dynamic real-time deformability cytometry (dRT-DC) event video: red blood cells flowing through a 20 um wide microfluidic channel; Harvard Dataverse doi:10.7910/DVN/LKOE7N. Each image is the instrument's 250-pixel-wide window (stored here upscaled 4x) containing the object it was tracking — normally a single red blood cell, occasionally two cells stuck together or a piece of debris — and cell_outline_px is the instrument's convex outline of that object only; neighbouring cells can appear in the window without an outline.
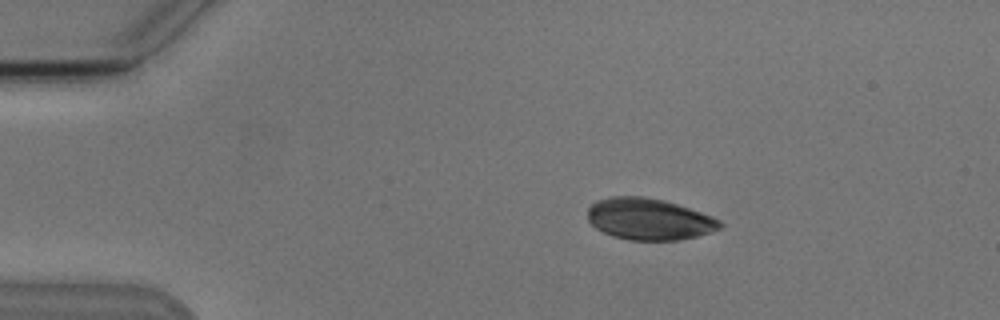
{"species": "Egyptian fruit bat (a non-hibernating species)", "species_latin": "Rousettus aegyptiacus", "temperature_condition": "cold", "stored_images_in_passage": 6, "camera_frame_rate_fps": 3000, "um_per_image_px": 0.085, "animal": {"sex": "male"}, "frame": {"image": 1, "passage_image": 2, "time_ms": 1.0, "image_size_px": [1000, 320], "cell_outline_px": [[724, 224], [720, 228], [696, 236], [680, 240], [628, 240], [612, 236], [596, 228], [588, 220], [588, 208], [596, 200], [612, 196], [644, 196], [664, 200], [712, 216], [720, 220]], "centroid_in_image_um": [55.15, 18.62], "position_along_channel_um": 29.9, "area_um2": 31.96}}
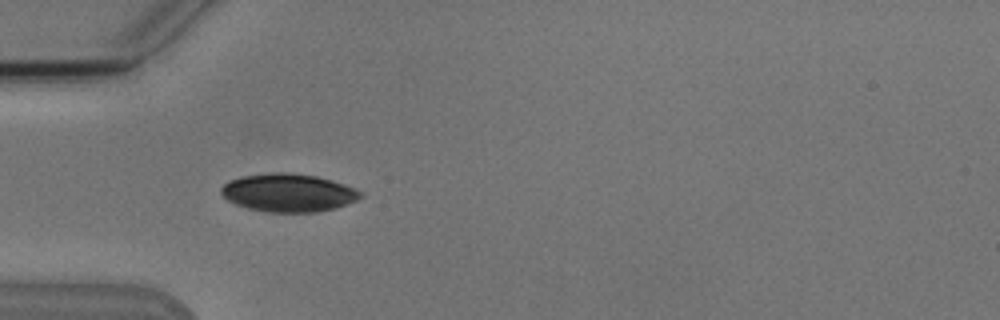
{"frame": {"image": 2, "passage_image": 4, "time_ms": 3.333, "image_size_px": [1000, 320], "cell_outline_px": [[364, 196], [356, 200], [336, 208], [316, 212], [264, 212], [248, 208], [236, 204], [228, 200], [220, 192], [220, 188], [228, 180], [244, 176], [276, 172], [288, 172], [316, 176], [332, 180], [356, 188], [364, 192]], "centroid_in_image_um": [24.54, 16.38], "position_along_channel_um": 60.5, "area_um2": 31.04}}
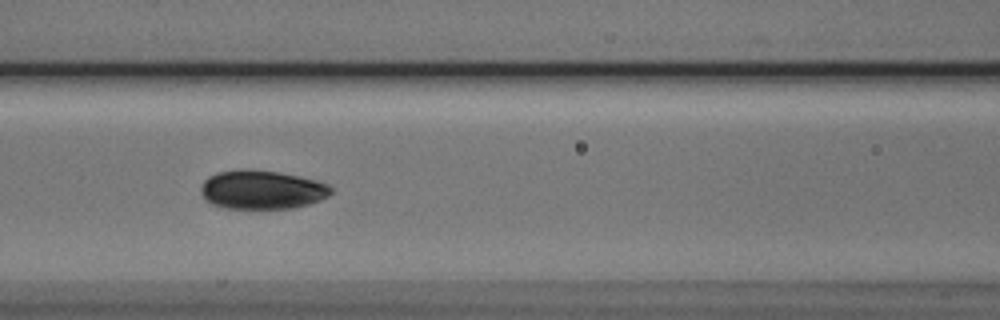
{"frame": {"image": 3, "passage_image": 6, "time_ms": 5.667, "image_size_px": [1000, 320], "cell_outline_px": [[332, 192], [328, 196], [320, 200], [308, 204], [292, 208], [224, 208], [212, 204], [204, 200], [200, 192], [200, 188], [204, 180], [208, 176], [216, 172], [244, 168], [248, 168], [280, 172], [300, 176], [316, 180], [328, 184], [332, 188]], "centroid_in_image_um": [22.23, 16.11], "position_along_channel_um": 144.4, "area_um2": 29.82}}